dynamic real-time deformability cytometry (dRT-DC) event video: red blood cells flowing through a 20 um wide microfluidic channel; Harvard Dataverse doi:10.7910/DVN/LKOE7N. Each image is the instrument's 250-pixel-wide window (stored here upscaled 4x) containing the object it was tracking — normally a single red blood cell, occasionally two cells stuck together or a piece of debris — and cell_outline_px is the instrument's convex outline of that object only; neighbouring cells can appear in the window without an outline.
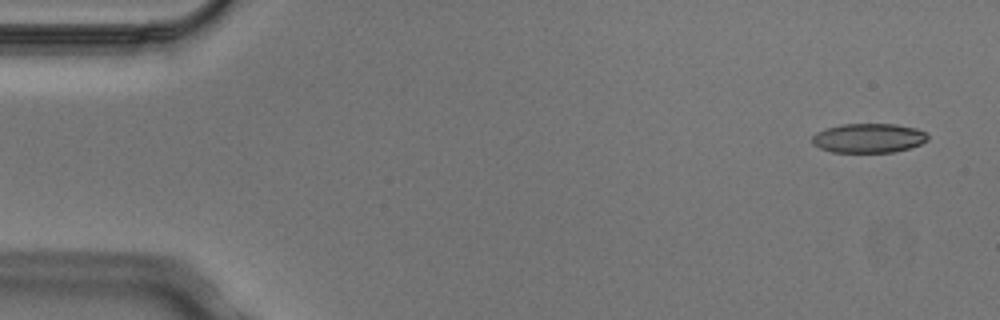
{"species": "Egyptian fruit bat (a non-hibernating species)", "species_latin": "Rousettus aegyptiacus", "temperature_condition": "cold", "stored_images_in_passage": 7, "camera_frame_rate_fps": 3000, "um_per_image_px": 0.085, "animal": {"sex": "male"}, "frame": {"image": 1, "passage_image": 1, "time_ms": 0.0, "image_size_px": [1000, 320], "cell_outline_px": [[928, 140], [920, 144], [908, 148], [892, 152], [832, 152], [820, 148], [812, 144], [812, 136], [816, 132], [840, 124], [896, 124], [916, 128], [924, 132], [928, 136]], "centroid_in_image_um": [73.81, 11.73], "position_along_channel_um": 11.2, "area_um2": 19.71}}
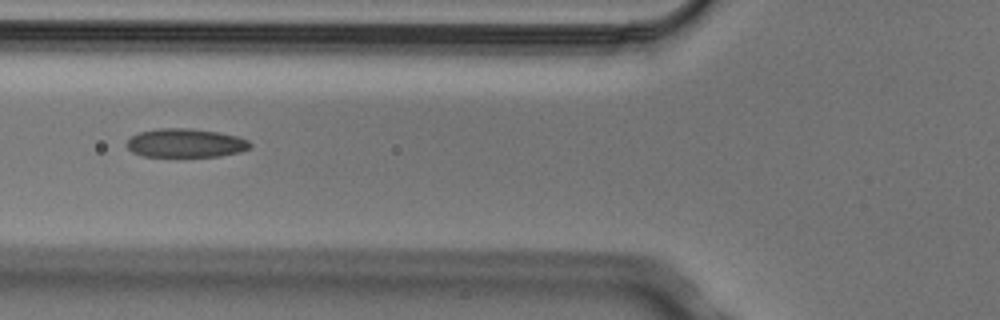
{"frame": {"image": 2, "passage_image": 5, "time_ms": 1.333, "image_size_px": [1000, 320], "cell_outline_px": [[252, 148], [240, 152], [220, 156], [144, 156], [132, 152], [124, 144], [132, 136], [140, 132], [160, 128], [192, 128], [216, 132], [236, 136], [248, 140], [252, 144]], "centroid_in_image_um": [15.78, 12.16], "position_along_channel_um": 110.0, "area_um2": 20.63}}
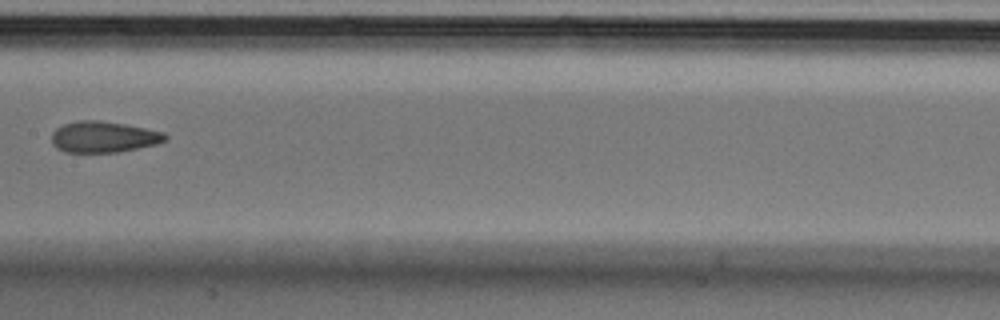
{"frame": {"image": 3, "passage_image": 7, "time_ms": 2.0, "image_size_px": [1000, 320], "cell_outline_px": [[168, 140], [156, 144], [116, 152], [64, 152], [56, 148], [52, 144], [52, 132], [56, 128], [64, 124], [80, 120], [100, 120], [124, 124], [164, 132], [168, 136]], "centroid_in_image_um": [8.79, 11.63], "position_along_channel_um": 198.6, "area_um2": 20.58}}